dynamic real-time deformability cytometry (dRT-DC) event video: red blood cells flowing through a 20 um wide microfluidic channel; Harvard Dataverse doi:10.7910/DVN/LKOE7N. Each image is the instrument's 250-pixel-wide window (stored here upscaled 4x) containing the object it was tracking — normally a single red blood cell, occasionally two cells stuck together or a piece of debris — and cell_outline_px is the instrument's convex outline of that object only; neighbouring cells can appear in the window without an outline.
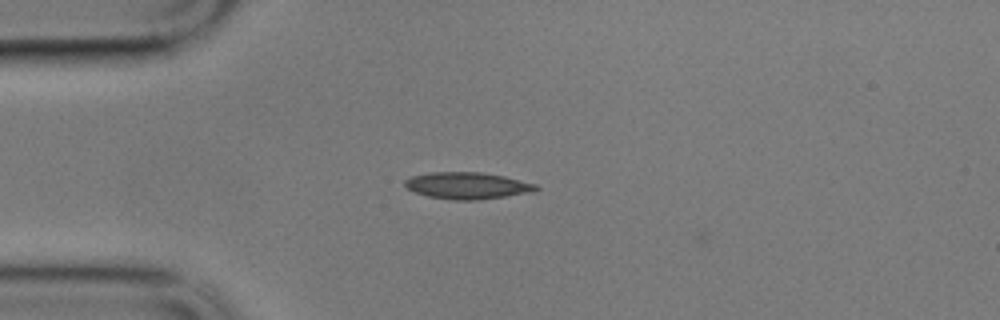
{"species": "common noctule bat (a hibernating species)", "species_latin": "Nyctalus noctula", "temperature_condition": "cold", "stored_images_in_passage": 3, "camera_frame_rate_fps": 3000, "um_per_image_px": 0.085, "animal": {"sex": "male", "body_mass_g": 17.9}, "frame": {"image": 1, "passage_image": 1, "time_ms": 0.0, "image_size_px": [1000, 320], "cell_outline_px": [[540, 188], [536, 192], [476, 200], [456, 200], [428, 196], [416, 192], [408, 188], [404, 184], [404, 180], [412, 176], [432, 172], [480, 172], [504, 176], [536, 184]], "centroid_in_image_um": [39.77, 15.77], "position_along_channel_um": 45.2, "area_um2": 20.35}}